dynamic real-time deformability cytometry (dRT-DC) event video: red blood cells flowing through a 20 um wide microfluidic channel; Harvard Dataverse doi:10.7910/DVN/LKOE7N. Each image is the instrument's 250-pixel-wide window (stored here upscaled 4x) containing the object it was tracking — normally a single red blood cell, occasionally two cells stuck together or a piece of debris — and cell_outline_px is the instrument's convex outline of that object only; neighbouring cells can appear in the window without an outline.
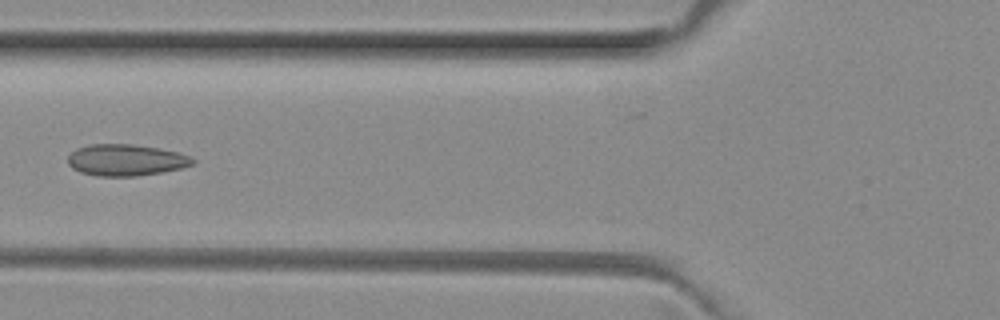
{"species": "common noctule bat (a hibernating species)", "species_latin": "Nyctalus noctula", "temperature_condition": "room temperature", "stored_images_in_passage": 4, "camera_frame_rate_fps": 3000, "um_per_image_px": 0.085, "animal": {"sex": "female", "body_mass_g": 29.2, "forearm_length_mm": 56.3}, "frame": {"image": 1, "passage_image": 4, "time_ms": 1.0, "image_size_px": [1000, 320], "cell_outline_px": [[196, 164], [180, 168], [160, 172], [136, 176], [96, 176], [80, 172], [72, 168], [68, 164], [68, 156], [76, 148], [88, 144], [132, 144], [160, 148], [176, 152], [188, 156], [196, 160]], "centroid_in_image_um": [10.68, 13.6], "position_along_channel_um": 115.1, "area_um2": 22.95}}